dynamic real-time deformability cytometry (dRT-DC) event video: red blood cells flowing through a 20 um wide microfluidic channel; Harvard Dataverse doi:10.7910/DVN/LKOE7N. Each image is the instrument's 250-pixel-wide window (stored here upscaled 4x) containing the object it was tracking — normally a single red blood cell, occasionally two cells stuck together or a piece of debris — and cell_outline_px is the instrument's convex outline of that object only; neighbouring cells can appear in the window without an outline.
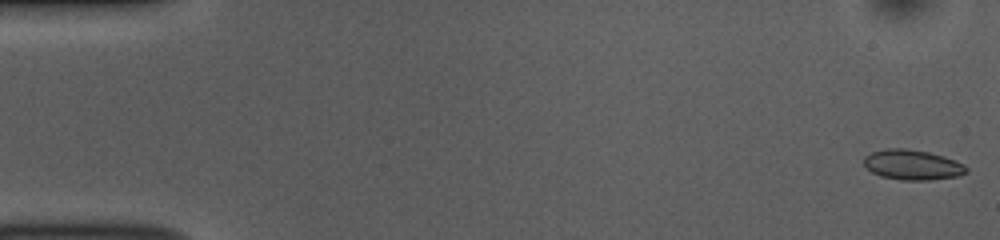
{"species": "common noctule bat (a hibernating species)", "species_latin": "Nyctalus noctula", "temperature_condition": "room temperature", "stored_images_in_passage": 53, "camera_frame_rate_fps": 3000, "um_per_image_px": 0.085, "animal": {"sex": "female", "body_mass_g": 10.0, "forearm_length_mm": 53.1}, "frame": {"image": 1, "passage_image": 1, "time_ms": 0.0, "image_size_px": [1000, 240], "cell_outline_px": [[968, 172], [960, 176], [928, 180], [904, 180], [880, 176], [872, 172], [864, 164], [864, 156], [872, 152], [888, 148], [904, 148], [928, 152], [944, 156], [956, 160], [964, 164], [968, 168]], "centroid_in_image_um": [77.59, 14.01], "position_along_channel_um": 7.4, "area_um2": 18.03}}
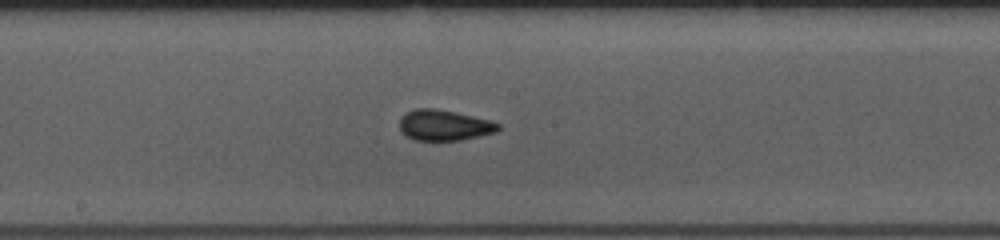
{"frame": {"image": 2, "passage_image": 28, "time_ms": 9.0, "image_size_px": [1000, 240], "cell_outline_px": [[500, 128], [496, 132], [460, 140], [416, 140], [400, 132], [400, 116], [416, 108], [436, 108], [492, 120], [500, 124]], "centroid_in_image_um": [37.76, 10.63], "position_along_channel_um": 210.4, "area_um2": 17.63}}
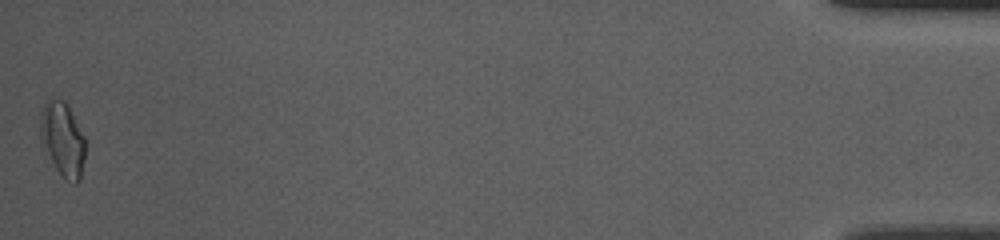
{"frame": {"image": 3, "passage_image": 53, "time_ms": 17.333, "image_size_px": [1000, 240], "cell_outline_px": [[84, 160], [80, 180], [76, 184], [72, 184], [64, 180], [56, 168], [40, 136], [40, 112], [48, 96], [52, 96], [64, 100], [68, 104], [84, 136]], "centroid_in_image_um": [5.33, 11.78], "position_along_channel_um": 429.9, "area_um2": 19.54}, "authors_computed_cell_mechanics": {"area_um2": 17.629, "velocity_mm_per_s": 3.7612, "shape_relaxation_time_tau1_ms": 4.5054, "shape_relaxation_time_tau2_ms": 1.4594, "deformation_change_tau1": 0.0953, "deformation_change_tau2": 0.0568}}